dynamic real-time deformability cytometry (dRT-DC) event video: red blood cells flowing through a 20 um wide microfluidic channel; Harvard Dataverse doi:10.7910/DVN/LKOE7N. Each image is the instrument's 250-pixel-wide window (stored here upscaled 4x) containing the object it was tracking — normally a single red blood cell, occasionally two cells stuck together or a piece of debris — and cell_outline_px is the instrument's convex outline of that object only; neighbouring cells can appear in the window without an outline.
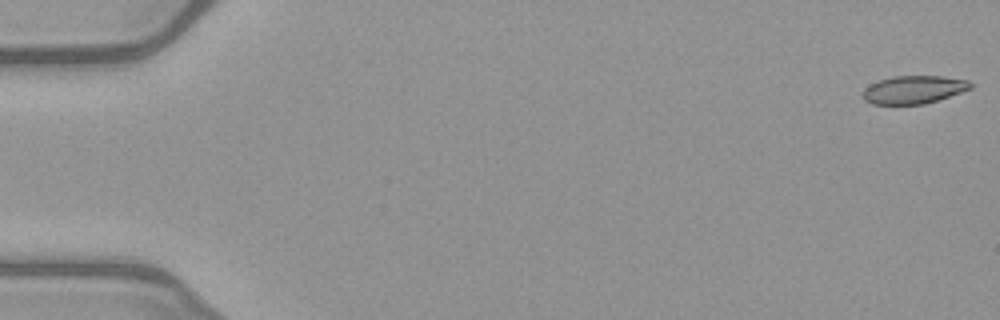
{"species": "common noctule bat (a hibernating species)", "species_latin": "Nyctalus noctula", "temperature_condition": "warm", "stored_images_in_passage": 52, "camera_frame_rate_fps": 3000, "um_per_image_px": 0.085, "animal": {"sex": "female", "body_mass_g": 21.9}, "frame": {"image": 1, "passage_image": 1, "time_ms": 0.0, "image_size_px": [1000, 320], "cell_outline_px": [[972, 88], [924, 104], [872, 104], [864, 100], [860, 96], [864, 88], [880, 80], [892, 76], [940, 76], [968, 80], [972, 84]], "centroid_in_image_um": [77.62, 7.62], "position_along_channel_um": 7.4, "area_um2": 17.46}}
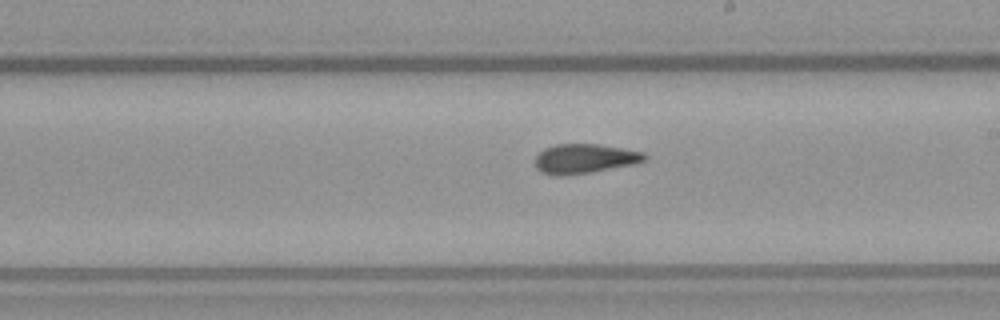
{"frame": {"image": 2, "passage_image": 30, "time_ms": 9.667, "image_size_px": [1000, 320], "cell_outline_px": [[648, 160], [636, 164], [592, 172], [564, 176], [552, 176], [540, 172], [536, 168], [536, 156], [544, 148], [556, 144], [596, 144], [644, 152], [648, 156]], "centroid_in_image_um": [49.7, 13.5], "position_along_channel_um": 239.3, "area_um2": 19.07}}
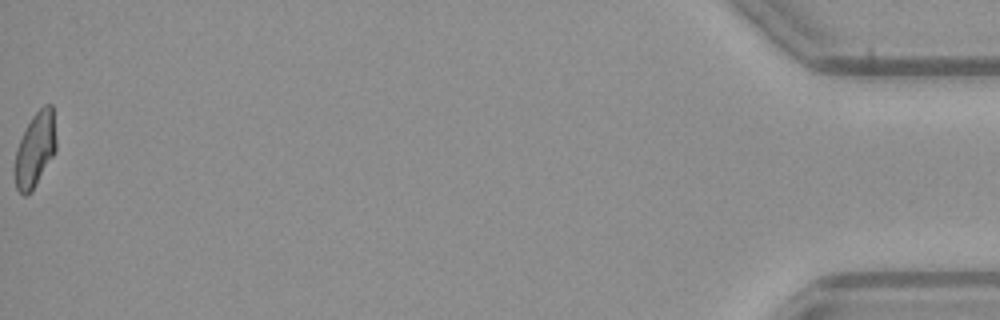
{"frame": {"image": 3, "passage_image": 52, "time_ms": 17.0, "image_size_px": [1000, 320], "cell_outline_px": [[56, 152], [32, 192], [24, 196], [16, 188], [12, 172], [16, 148], [32, 116], [44, 104], [52, 104], [56, 140]], "centroid_in_image_um": [2.96, 12.77], "position_along_channel_um": 432.2, "area_um2": 18.38}, "authors_computed_cell_mechanics": {"area_um2": 18.9006, "velocity_mm_per_s": 4.045, "shape_relaxation_time_tau1_ms": null, "shape_relaxation_time_tau2_ms": 1.716, "deformation_change_tau1": null, "deformation_change_tau2": 0.0882}}